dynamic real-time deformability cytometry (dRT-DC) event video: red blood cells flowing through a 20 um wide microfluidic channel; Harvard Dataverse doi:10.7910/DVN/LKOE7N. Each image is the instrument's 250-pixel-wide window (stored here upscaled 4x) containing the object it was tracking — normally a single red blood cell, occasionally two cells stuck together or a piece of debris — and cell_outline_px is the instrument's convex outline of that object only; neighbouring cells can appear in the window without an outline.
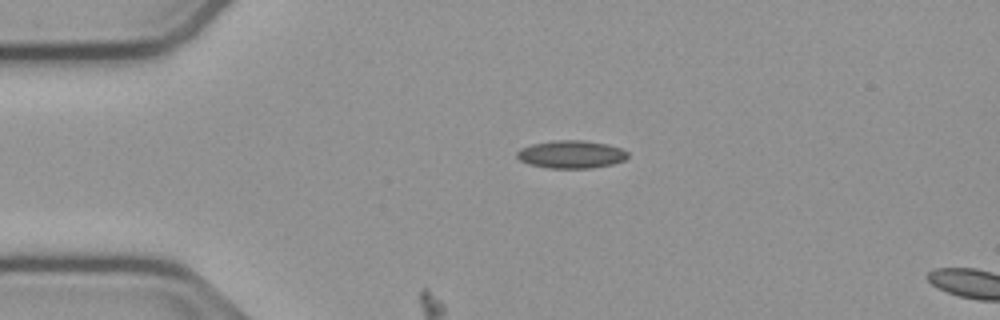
{"species": "common noctule bat (a hibernating species)", "species_latin": "Nyctalus noctula", "temperature_condition": "cold", "stored_images_in_passage": 27, "camera_frame_rate_fps": 3000, "um_per_image_px": 0.085, "animal": {"sex": "male", "body_mass_g": 23.1, "forearm_length_mm": 52.7}, "frame": {"image": 1, "passage_image": 1, "time_ms": 0.0, "image_size_px": [1000, 320], "cell_outline_px": [[628, 156], [624, 160], [612, 164], [592, 168], [548, 168], [528, 164], [520, 160], [516, 156], [516, 152], [520, 148], [532, 144], [552, 140], [584, 140], [608, 144], [620, 148], [628, 152]], "centroid_in_image_um": [48.53, 13.11], "position_along_channel_um": 36.5, "area_um2": 18.09}}